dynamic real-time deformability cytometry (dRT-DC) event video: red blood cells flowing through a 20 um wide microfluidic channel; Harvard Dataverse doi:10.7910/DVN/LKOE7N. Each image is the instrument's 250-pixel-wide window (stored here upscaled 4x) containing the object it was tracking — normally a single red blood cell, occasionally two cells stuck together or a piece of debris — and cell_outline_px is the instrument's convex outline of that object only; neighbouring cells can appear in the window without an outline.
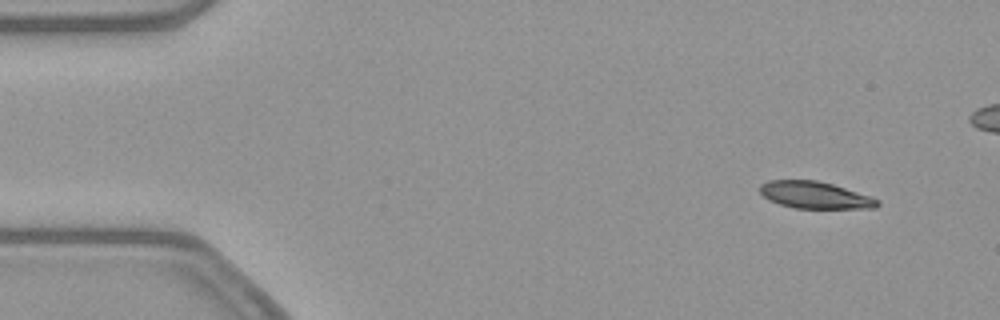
{"species": "common noctule bat (a hibernating species)", "species_latin": "Nyctalus noctula", "temperature_condition": "warm", "stored_images_in_passage": 54, "camera_frame_rate_fps": 3000, "um_per_image_px": 0.085, "animal": {"sex": "female", "body_mass_g": 21.9}, "frame": {"image": 1, "passage_image": 5, "time_ms": 1.333, "image_size_px": [1000, 320], "cell_outline_px": [[880, 204], [876, 208], [796, 208], [780, 204], [764, 196], [760, 192], [760, 184], [768, 180], [816, 180], [832, 184], [880, 200]], "centroid_in_image_um": [69.26, 16.58], "position_along_channel_um": 15.7, "area_um2": 18.15}}
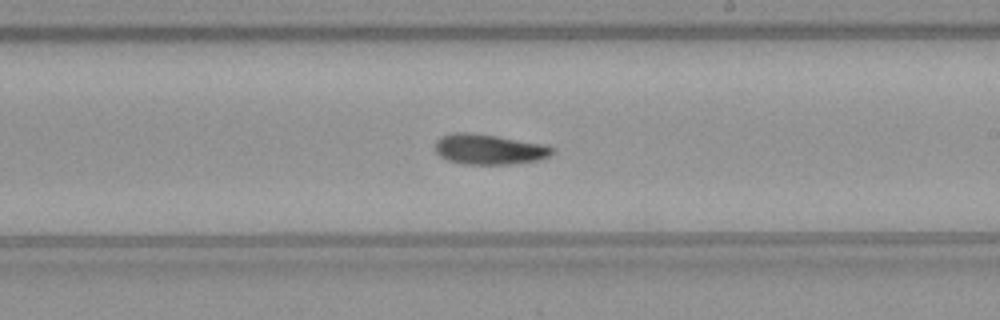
{"frame": {"image": 2, "passage_image": 31, "time_ms": 10.0, "image_size_px": [1000, 320], "cell_outline_px": [[556, 152], [548, 156], [536, 160], [512, 164], [464, 164], [448, 160], [440, 156], [436, 152], [436, 140], [444, 136], [456, 132], [464, 132], [496, 136], [548, 144], [556, 148]], "centroid_in_image_um": [41.64, 12.69], "position_along_channel_um": 247.4, "area_um2": 20.63}}
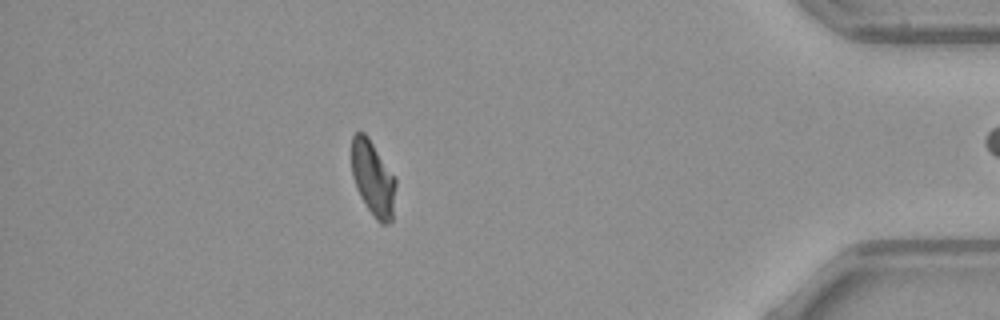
{"frame": {"image": 3, "passage_image": 47, "time_ms": 15.333, "image_size_px": [1000, 320], "cell_outline_px": [[396, 184], [392, 220], [388, 224], [380, 224], [376, 220], [360, 196], [356, 188], [352, 176], [352, 136], [356, 132], [364, 132], [368, 136], [396, 176]], "centroid_in_image_um": [31.72, 15.15], "position_along_channel_um": 403.5, "area_um2": 19.54}, "authors_computed_cell_mechanics": {"area_um2": 19.9699, "velocity_mm_per_s": 3.8612, "shape_relaxation_time_tau1_ms": 8.6595, "shape_relaxation_time_tau2_ms": 2.9686, "deformation_change_tau1": 0.2058, "deformation_change_tau2": 0.0937}}